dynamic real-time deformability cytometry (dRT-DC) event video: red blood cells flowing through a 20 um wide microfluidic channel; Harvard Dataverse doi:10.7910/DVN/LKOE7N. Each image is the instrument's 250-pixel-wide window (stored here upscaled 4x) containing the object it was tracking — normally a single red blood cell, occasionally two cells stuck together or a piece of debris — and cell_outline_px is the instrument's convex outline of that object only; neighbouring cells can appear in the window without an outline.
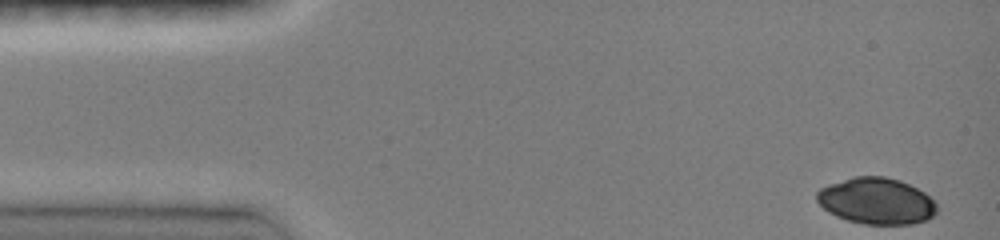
{"species": "common noctule bat (a hibernating species)", "species_latin": "Nyctalus noctula", "temperature_condition": "room temperature", "stored_images_in_passage": 44, "camera_frame_rate_fps": 3000, "um_per_image_px": 0.085, "animal": {"sex": "female", "body_mass_g": 19.0, "forearm_length_mm": 51.5}, "frame": {"image": 1, "passage_image": 1, "time_ms": 0.0, "image_size_px": [1000, 240], "cell_outline_px": [[936, 212], [928, 220], [912, 224], [864, 224], [848, 220], [836, 216], [828, 212], [816, 200], [816, 192], [820, 188], [828, 184], [856, 176], [884, 176], [900, 180], [924, 192], [936, 204]], "centroid_in_image_um": [74.48, 17.08], "position_along_channel_um": 10.5, "area_um2": 32.37}}